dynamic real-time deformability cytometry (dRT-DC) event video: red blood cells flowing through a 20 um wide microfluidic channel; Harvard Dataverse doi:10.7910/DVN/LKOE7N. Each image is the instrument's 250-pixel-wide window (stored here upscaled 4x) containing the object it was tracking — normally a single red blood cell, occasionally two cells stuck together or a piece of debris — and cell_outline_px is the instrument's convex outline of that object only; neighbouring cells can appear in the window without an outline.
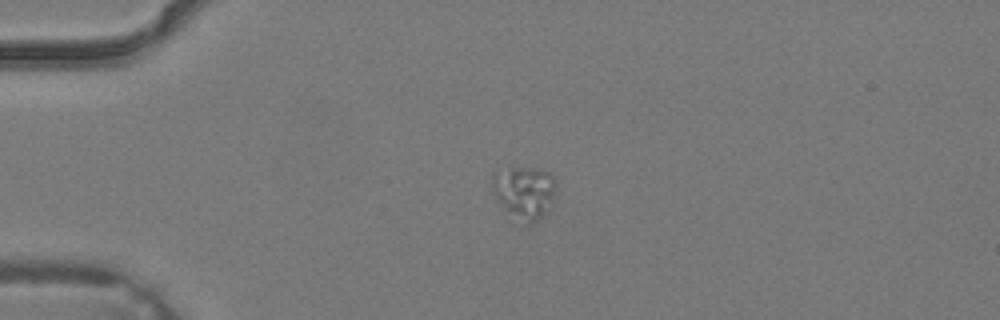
{"species": "common noctule bat (a hibernating species)", "species_latin": "Nyctalus noctula", "temperature_condition": "warm", "stored_images_in_passage": 2, "camera_frame_rate_fps": 3000, "um_per_image_px": 0.085, "animal": {"sex": "male", "body_mass_g": 19.2, "forearm_length_mm": 51.8}, "frame": {"image": 1, "passage_image": 1, "time_ms": 0.0, "image_size_px": [1000, 320], "cell_outline_px": [[556, 184], [552, 200], [544, 212], [532, 224], [528, 224], [504, 208], [492, 192], [492, 172], [512, 168], [532, 168], [548, 172], [556, 176]], "centroid_in_image_um": [44.56, 16.29], "position_along_channel_um": 40.4, "area_um2": 19.07}}